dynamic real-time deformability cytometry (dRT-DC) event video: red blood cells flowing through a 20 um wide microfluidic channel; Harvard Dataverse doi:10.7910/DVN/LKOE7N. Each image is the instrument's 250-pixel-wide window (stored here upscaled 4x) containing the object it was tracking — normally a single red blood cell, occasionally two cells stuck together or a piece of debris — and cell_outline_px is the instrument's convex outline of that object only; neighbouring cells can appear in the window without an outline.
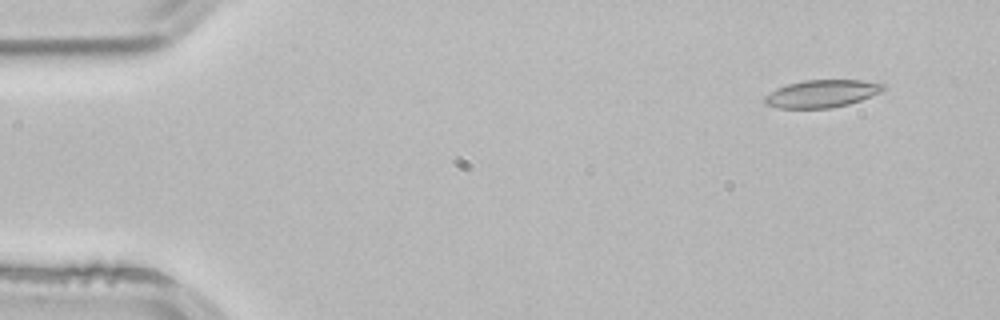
{"species": "common noctule bat (a hibernating species)", "species_latin": "Nyctalus noctula", "temperature_condition": "room temperature", "stored_images_in_passage": 4, "segment_of_instrument_passage": [1, 2], "camera_frame_rate_fps": 3000, "um_per_image_px": 0.085, "animal": {"sex": "male", "body_mass_g": 21.5, "forearm_length_mm": 52.0}, "frame": {"image": 1, "passage_image": 1, "time_ms": 0.0, "image_size_px": [1000, 320], "cell_outline_px": [[884, 88], [880, 92], [860, 100], [848, 104], [828, 108], [776, 108], [764, 104], [764, 96], [776, 88], [788, 84], [804, 80], [860, 80], [884, 84]], "centroid_in_image_um": [69.79, 7.96], "position_along_channel_um": 15.2, "area_um2": 18.9}}
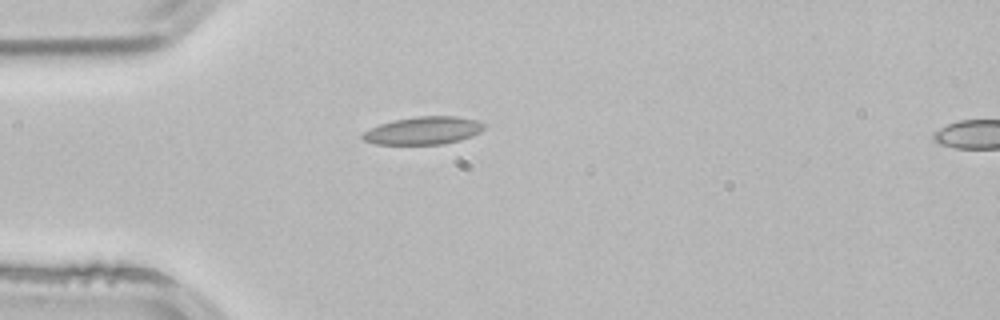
{"frame": {"image": 2, "passage_image": 3, "time_ms": 0.667, "image_size_px": [1000, 320], "cell_outline_px": [[484, 128], [480, 132], [472, 136], [460, 140], [444, 144], [376, 144], [364, 140], [360, 136], [364, 132], [380, 124], [396, 120], [416, 116], [456, 116], [476, 120], [484, 124]], "centroid_in_image_um": [36.01, 11.1], "position_along_channel_um": 49.0, "area_um2": 19.48}}